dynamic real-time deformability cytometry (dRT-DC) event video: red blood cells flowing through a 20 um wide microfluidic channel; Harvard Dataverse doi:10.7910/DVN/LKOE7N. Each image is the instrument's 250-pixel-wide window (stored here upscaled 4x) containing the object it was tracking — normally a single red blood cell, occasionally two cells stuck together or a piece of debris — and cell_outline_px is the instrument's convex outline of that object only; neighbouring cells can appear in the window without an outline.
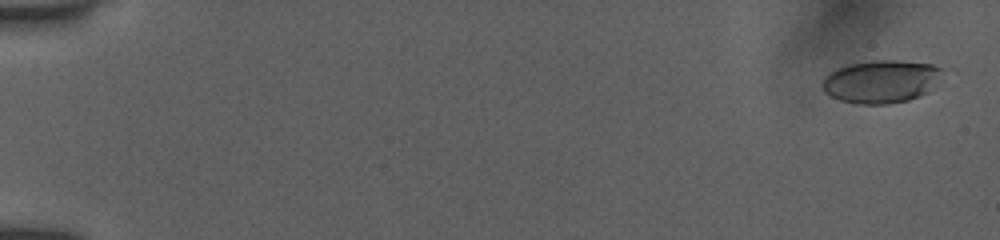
{"species": "human", "species_latin": "Homo sapiens", "temperature_condition": "room temperature", "stored_images_in_passage": 55, "camera_frame_rate_fps": 3000, "um_per_image_px": 0.085, "donor": {"sex": "female"}, "frame": {"image": 1, "passage_image": 3, "time_ms": 0.667, "image_size_px": [1000, 240], "cell_outline_px": [[940, 68], [928, 92], [920, 96], [908, 100], [888, 104], [856, 104], [840, 100], [824, 92], [824, 76], [836, 68], [848, 64], [876, 60], [896, 60], [932, 64]], "centroid_in_image_um": [74.81, 6.93], "position_along_channel_um": 10.2, "area_um2": 29.42}}
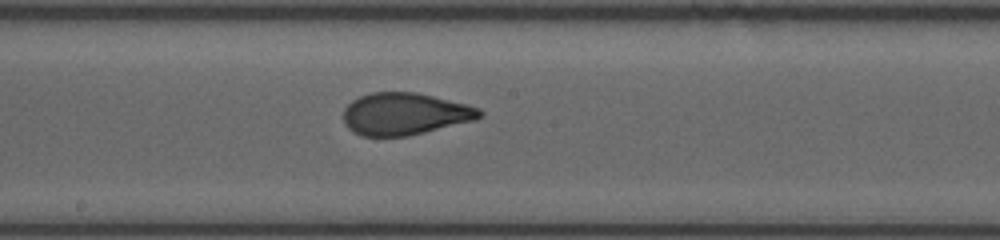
{"frame": {"image": 2, "passage_image": 32, "time_ms": 10.333, "image_size_px": [1000, 240], "cell_outline_px": [[484, 116], [476, 120], [408, 136], [360, 136], [352, 132], [344, 124], [340, 116], [344, 108], [352, 100], [360, 96], [372, 92], [416, 92], [480, 108], [484, 112]], "centroid_in_image_um": [34.36, 9.69], "position_along_channel_um": 213.8, "area_um2": 33.76}}
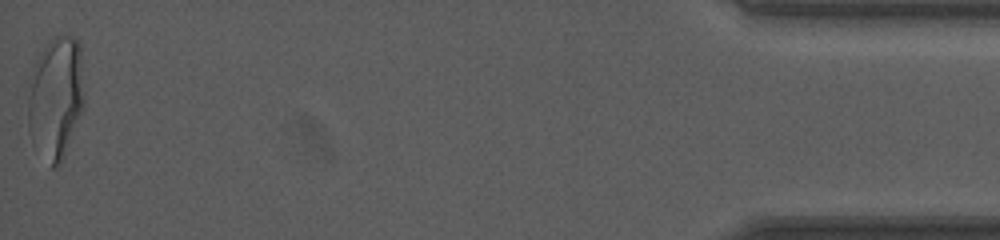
{"frame": {"image": 3, "passage_image": 55, "time_ms": 18.0, "image_size_px": [1000, 240], "cell_outline_px": [[84, 108], [64, 156], [60, 164], [52, 168], [28, 128], [28, 100], [32, 68], [40, 52], [56, 36], [72, 36], [80, 44], [84, 100]], "centroid_in_image_um": [4.77, 8.26], "position_along_channel_um": 430.4, "area_um2": 39.42}, "authors_computed_cell_mechanics": {"area_um2": 33.4662, "velocity_mm_per_s": 3.9284, "shape_relaxation_time_tau1_ms": 9.5686, "shape_relaxation_time_tau2_ms": 0.7197, "deformation_change_tau1": 0.2859, "deformation_change_tau2": 0.0721}}